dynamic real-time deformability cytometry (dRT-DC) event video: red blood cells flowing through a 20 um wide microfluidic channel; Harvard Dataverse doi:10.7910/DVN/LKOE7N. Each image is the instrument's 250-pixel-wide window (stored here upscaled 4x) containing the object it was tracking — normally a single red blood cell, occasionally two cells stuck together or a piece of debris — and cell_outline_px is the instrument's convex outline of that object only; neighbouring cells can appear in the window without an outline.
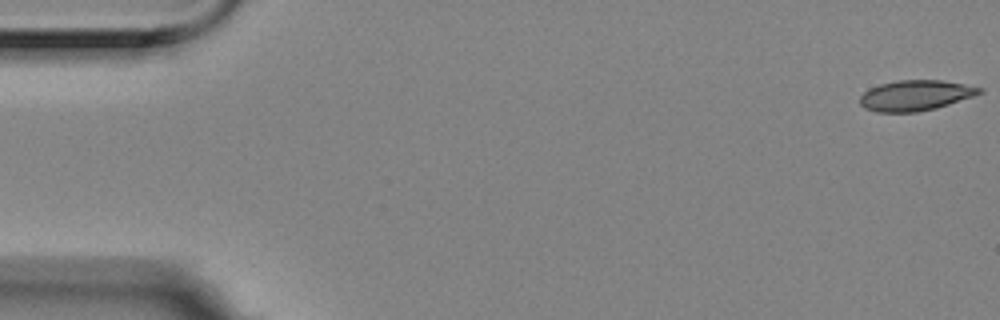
{"species": "Egyptian fruit bat (a non-hibernating species)", "species_latin": "Rousettus aegyptiacus", "temperature_condition": "room temperature", "stored_images_in_passage": 8, "camera_frame_rate_fps": 3000, "um_per_image_px": 0.085, "animal": {"sex": "female"}, "frame": {"image": 1, "passage_image": 1, "time_ms": 0.0, "image_size_px": [1000, 320], "cell_outline_px": [[984, 92], [936, 108], [916, 112], [876, 112], [864, 108], [860, 104], [860, 96], [864, 92], [880, 84], [900, 80], [940, 80], [964, 84], [984, 88]], "centroid_in_image_um": [77.81, 8.11], "position_along_channel_um": 7.2, "area_um2": 21.04}}
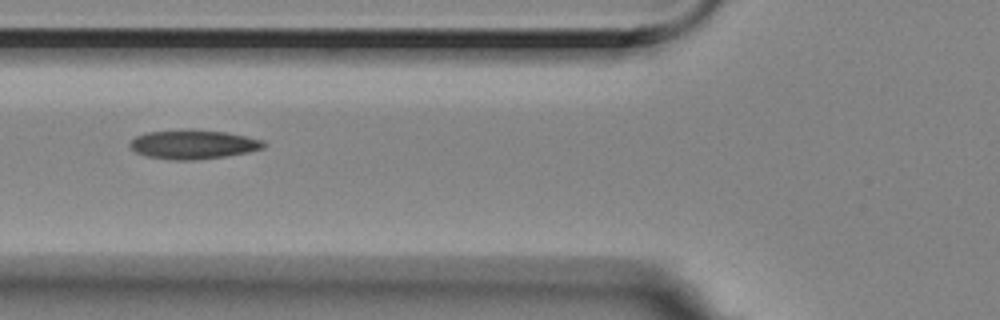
{"frame": {"image": 2, "passage_image": 7, "time_ms": 2.0, "image_size_px": [1000, 320], "cell_outline_px": [[268, 144], [264, 148], [248, 152], [228, 156], [196, 160], [172, 160], [148, 156], [136, 152], [128, 144], [136, 136], [148, 132], [188, 128], [192, 128], [228, 132], [264, 140]], "centroid_in_image_um": [16.48, 12.26], "position_along_channel_um": 109.3, "area_um2": 23.12}}
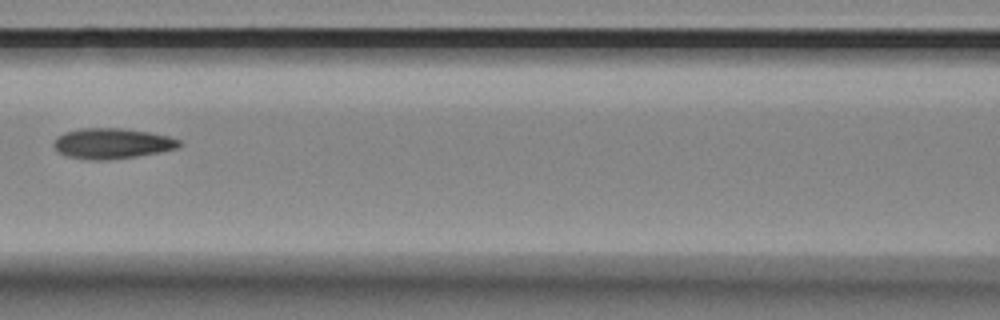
{"frame": {"image": 3, "passage_image": 8, "time_ms": 2.333, "image_size_px": [1000, 320], "cell_outline_px": [[184, 144], [176, 148], [160, 152], [136, 156], [108, 160], [92, 160], [68, 156], [60, 152], [52, 144], [56, 136], [64, 132], [80, 128], [124, 128], [148, 132], [168, 136], [180, 140]], "centroid_in_image_um": [9.53, 12.18], "position_along_channel_um": 157.1, "area_um2": 22.31}}